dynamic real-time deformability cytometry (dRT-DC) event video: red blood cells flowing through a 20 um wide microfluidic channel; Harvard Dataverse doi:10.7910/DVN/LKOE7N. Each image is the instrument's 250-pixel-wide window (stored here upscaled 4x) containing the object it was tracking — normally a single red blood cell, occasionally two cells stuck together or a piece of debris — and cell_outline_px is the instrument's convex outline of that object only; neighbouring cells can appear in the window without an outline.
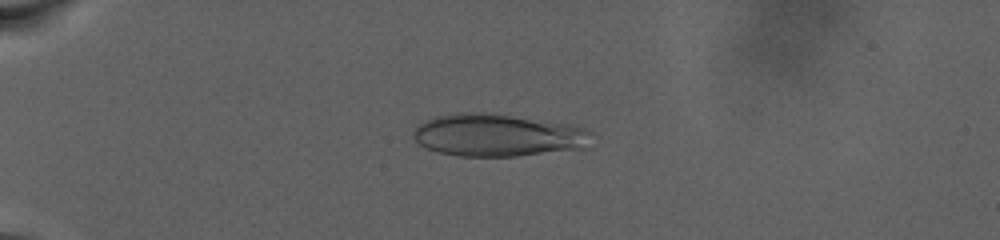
{"species": "human", "species_latin": "Homo sapiens", "temperature_condition": "warm", "stored_images_in_passage": 64, "camera_frame_rate_fps": 3000, "um_per_image_px": 0.085, "donor": {"sex": "male"}, "frame": {"image": 1, "passage_image": 2, "time_ms": 0.333, "image_size_px": [1000, 240], "cell_outline_px": [[592, 132], [588, 148], [516, 156], [460, 156], [440, 152], [428, 148], [420, 144], [412, 136], [412, 132], [420, 124], [436, 116], [456, 112], [484, 112], [568, 124], [584, 128]], "centroid_in_image_um": [42.33, 11.49], "position_along_channel_um": 42.7, "area_um2": 43.93}}
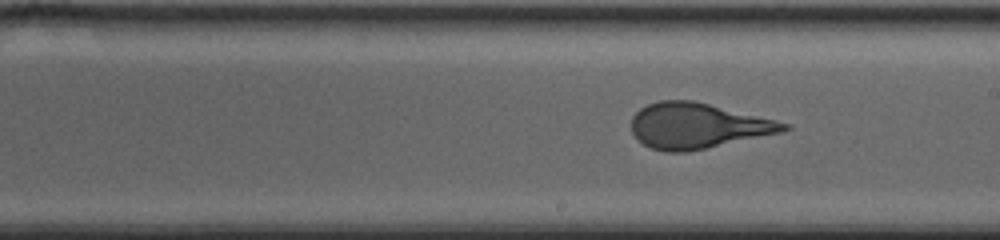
{"frame": {"image": 2, "passage_image": 31, "time_ms": 10.0, "image_size_px": [1000, 240], "cell_outline_px": [[792, 128], [780, 132], [704, 148], [684, 152], [664, 152], [652, 148], [636, 140], [632, 132], [632, 116], [640, 108], [648, 104], [660, 100], [692, 100], [776, 120], [792, 124]], "centroid_in_image_um": [59.25, 10.68], "position_along_channel_um": 229.7, "area_um2": 39.94}}
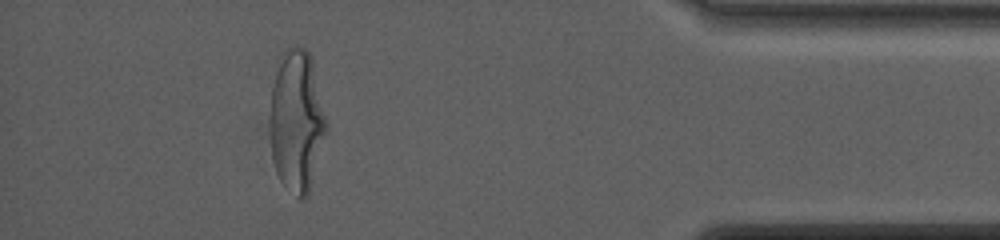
{"frame": {"image": 3, "passage_image": 57, "time_ms": 18.667, "image_size_px": [1000, 240], "cell_outline_px": [[328, 132], [308, 196], [300, 200], [280, 180], [276, 172], [272, 160], [272, 88], [276, 72], [288, 48], [296, 44], [304, 48], [308, 52], [312, 60], [328, 124]], "centroid_in_image_um": [25.28, 10.35], "position_along_channel_um": 409.9, "area_um2": 45.95}, "authors_computed_cell_mechanics": {"area_um2": 41.0669, "velocity_mm_per_s": 2.5063, "shape_relaxation_time_tau1_ms": 8.6209, "shape_relaxation_time_tau2_ms": null, "deformation_change_tau1": 0.2706, "deformation_change_tau2": null}}